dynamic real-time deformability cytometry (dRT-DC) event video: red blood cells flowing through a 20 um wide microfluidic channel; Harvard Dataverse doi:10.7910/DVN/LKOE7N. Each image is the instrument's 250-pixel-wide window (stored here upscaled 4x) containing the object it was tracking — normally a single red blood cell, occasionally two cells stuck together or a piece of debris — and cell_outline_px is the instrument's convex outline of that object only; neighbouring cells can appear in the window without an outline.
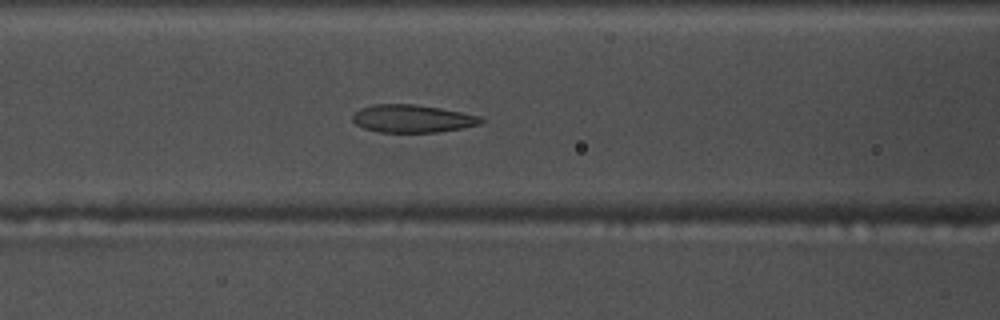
{"species": "common noctule bat (a hibernating species)", "species_latin": "Nyctalus noctula", "temperature_condition": "warm", "stored_images_in_passage": 36, "camera_frame_rate_fps": 3000, "um_per_image_px": 0.085, "animal": {"sex": "male", "body_mass_g": 17.5, "forearm_length_mm": 52.3}, "frame": {"image": 1, "passage_image": 16, "time_ms": 5.0, "image_size_px": [1000, 320], "cell_outline_px": [[484, 120], [480, 124], [464, 128], [436, 132], [380, 132], [364, 128], [356, 124], [352, 120], [352, 116], [360, 108], [372, 104], [416, 104], [440, 108], [484, 116]], "centroid_in_image_um": [35.09, 10.08], "position_along_channel_um": 131.5, "area_um2": 20.92}, "authors_computed_cell_mechanics": {"area_um2": 21.386, "velocity_mm_per_s": 3.7389, "shape_relaxation_time_tau1_ms": 6.02, "shape_relaxation_time_tau2_ms": 1.5822, "deformation_change_tau1": 0.1561, "deformation_change_tau2": 0.0733}}